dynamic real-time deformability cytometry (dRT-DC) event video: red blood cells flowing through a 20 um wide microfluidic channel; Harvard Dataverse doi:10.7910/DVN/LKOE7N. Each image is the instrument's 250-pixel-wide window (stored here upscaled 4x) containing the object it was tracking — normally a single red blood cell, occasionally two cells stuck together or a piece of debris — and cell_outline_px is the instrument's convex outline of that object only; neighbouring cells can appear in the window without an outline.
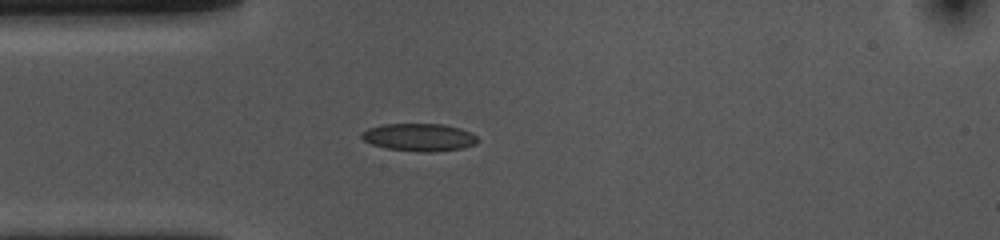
{"species": "common noctule bat (a hibernating species)", "species_latin": "Nyctalus noctula", "temperature_condition": "cold", "stored_images_in_passage": 41, "camera_frame_rate_fps": 3000, "um_per_image_px": 0.085, "animal": {"sex": "female", "body_mass_g": 10.0, "forearm_length_mm": 53.1}, "frame": {"image": 1, "passage_image": 1, "time_ms": 0.0, "image_size_px": [1000, 240], "cell_outline_px": [[480, 140], [476, 144], [464, 148], [432, 152], [420, 152], [388, 148], [372, 144], [364, 140], [360, 136], [360, 132], [368, 128], [380, 124], [444, 124], [460, 128], [472, 132]], "centroid_in_image_um": [35.65, 11.66], "position_along_channel_um": 49.3, "area_um2": 18.9}}
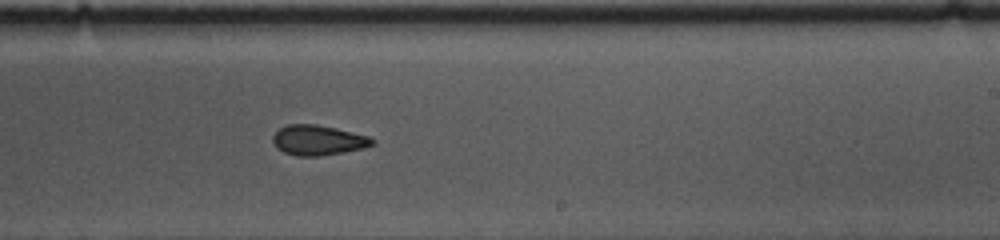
{"frame": {"image": 2, "passage_image": 19, "time_ms": 6.0, "image_size_px": [1000, 240], "cell_outline_px": [[376, 144], [364, 148], [320, 156], [296, 156], [284, 152], [276, 148], [272, 140], [272, 136], [280, 128], [288, 124], [316, 124], [336, 128], [368, 136], [376, 140]], "centroid_in_image_um": [27.04, 11.92], "position_along_channel_um": 262.0, "area_um2": 17.51}}
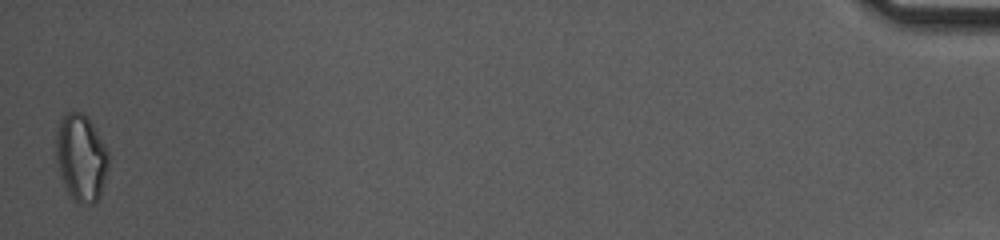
{"frame": {"image": 3, "passage_image": 41, "time_ms": 13.333, "image_size_px": [1000, 240], "cell_outline_px": [[108, 164], [100, 196], [92, 204], [80, 204], [72, 200], [60, 176], [56, 160], [56, 132], [60, 120], [68, 112], [80, 112], [88, 116], [108, 152]], "centroid_in_image_um": [6.87, 13.41], "position_along_channel_um": 428.3, "area_um2": 26.47}, "authors_computed_cell_mechanics": {"area_um2": 18.0336, "velocity_mm_per_s": 3.6331, "shape_relaxation_time_tau1_ms": 5.9741, "shape_relaxation_time_tau2_ms": 4.0689, "deformation_change_tau1": 0.1386, "deformation_change_tau2": 0.0965}}